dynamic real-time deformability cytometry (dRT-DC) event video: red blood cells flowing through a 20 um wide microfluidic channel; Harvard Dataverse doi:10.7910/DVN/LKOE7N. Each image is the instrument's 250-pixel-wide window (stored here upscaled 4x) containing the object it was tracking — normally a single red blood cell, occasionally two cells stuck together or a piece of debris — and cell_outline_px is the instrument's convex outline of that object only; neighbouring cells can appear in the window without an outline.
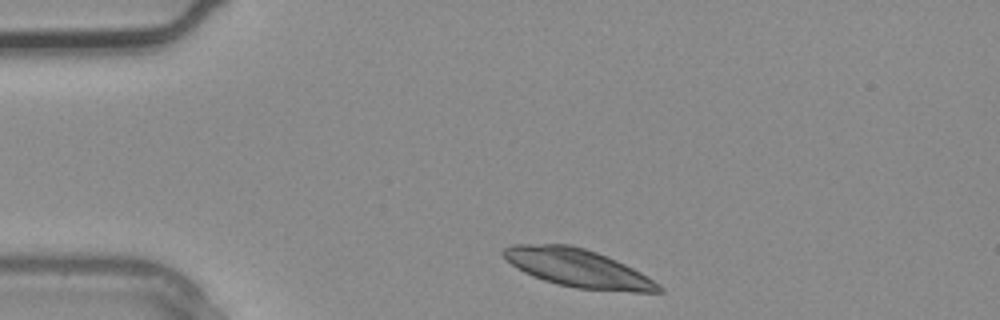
{"species": "common noctule bat (a hibernating species)", "species_latin": "Nyctalus noctula", "temperature_condition": "warm", "stored_images_in_passage": 2, "camera_frame_rate_fps": 3000, "um_per_image_px": 0.085, "animal": {"sex": "male", "body_mass_g": 20.4}, "frame": {"image": 1, "passage_image": 1, "time_ms": 0.0, "image_size_px": [1000, 320], "cell_outline_px": [[664, 292], [632, 292], [576, 288], [556, 284], [544, 280], [524, 272], [516, 268], [500, 252], [504, 248], [512, 244], [568, 244], [584, 248], [596, 252], [616, 260], [640, 272], [660, 284], [664, 288]], "centroid_in_image_um": [49.13, 22.79], "position_along_channel_um": 35.9, "area_um2": 34.33}}